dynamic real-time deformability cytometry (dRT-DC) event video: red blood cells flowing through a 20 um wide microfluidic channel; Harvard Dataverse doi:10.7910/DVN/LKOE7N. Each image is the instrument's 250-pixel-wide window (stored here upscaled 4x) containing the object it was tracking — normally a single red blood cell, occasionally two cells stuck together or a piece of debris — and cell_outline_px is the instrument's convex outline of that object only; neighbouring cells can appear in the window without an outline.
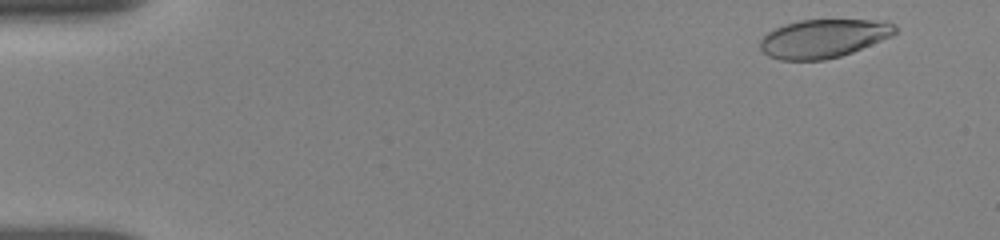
{"species": "human", "species_latin": "Homo sapiens", "temperature_condition": "room temperature", "stored_images_in_passage": 32, "camera_frame_rate_fps": 3000, "um_per_image_px": 0.085, "donor": {"sex": "female"}, "frame": {"image": 1, "passage_image": 2, "time_ms": 0.667, "image_size_px": [1000, 240], "cell_outline_px": [[896, 32], [892, 36], [852, 52], [840, 56], [824, 60], [780, 60], [768, 56], [760, 48], [760, 40], [768, 32], [784, 24], [800, 20], [884, 20], [896, 24]], "centroid_in_image_um": [70.01, 3.26], "position_along_channel_um": 15.0, "area_um2": 30.29}}
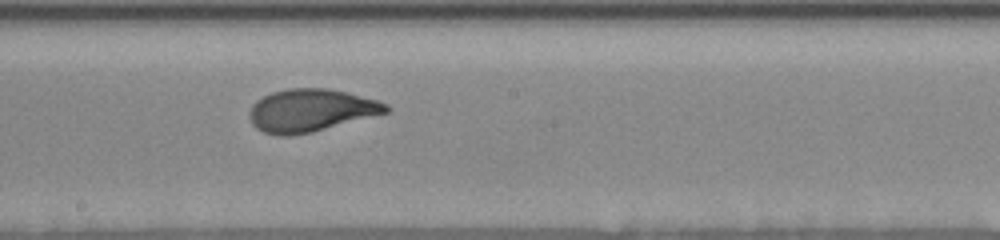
{"frame": {"image": 2, "passage_image": 18, "time_ms": 9.333, "image_size_px": [1000, 240], "cell_outline_px": [[392, 108], [388, 112], [312, 132], [288, 136], [280, 136], [264, 132], [256, 128], [252, 124], [248, 116], [248, 112], [252, 104], [256, 100], [272, 92], [288, 88], [328, 88], [348, 92], [376, 100], [388, 104]], "centroid_in_image_um": [26.39, 9.38], "position_along_channel_um": 221.8, "area_um2": 34.04}}
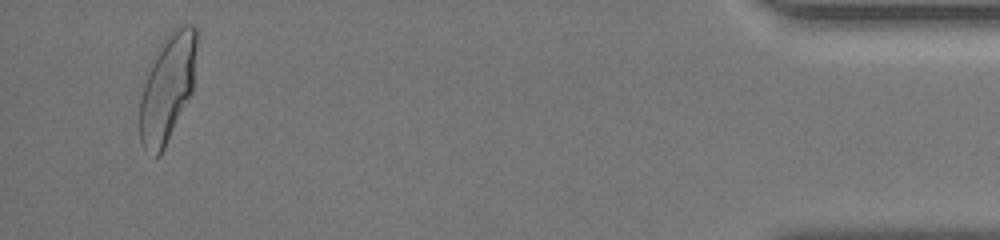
{"frame": {"image": 3, "passage_image": 32, "time_ms": 16.333, "image_size_px": [1000, 240], "cell_outline_px": [[196, 44], [192, 92], [160, 156], [156, 156], [144, 152], [140, 144], [140, 100], [144, 84], [156, 48], [168, 32], [172, 28], [180, 24], [192, 24], [196, 28]], "centroid_in_image_um": [14.21, 7.45], "position_along_channel_um": 421.0, "area_um2": 35.72}, "authors_computed_cell_mechanics": {"area_um2": 33.4373, "velocity_mm_per_s": 3.8103, "shape_relaxation_time_tau1_ms": 4.1, "shape_relaxation_time_tau2_ms": null, "deformation_change_tau1": 0.156, "deformation_change_tau2": null}}